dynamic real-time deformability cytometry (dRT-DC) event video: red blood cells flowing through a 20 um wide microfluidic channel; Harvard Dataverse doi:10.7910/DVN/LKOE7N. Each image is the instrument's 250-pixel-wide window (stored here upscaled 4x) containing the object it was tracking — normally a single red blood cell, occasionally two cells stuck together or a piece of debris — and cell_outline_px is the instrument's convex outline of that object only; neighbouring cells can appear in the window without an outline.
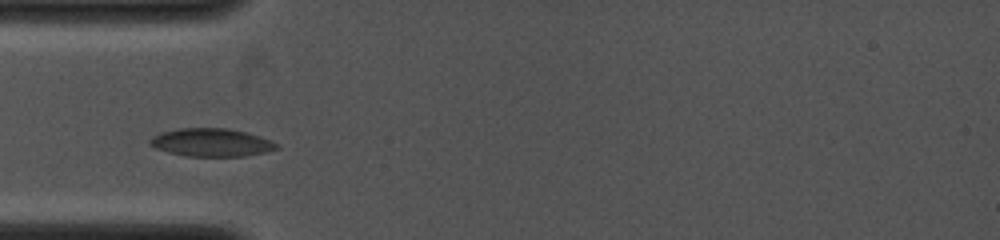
{"species": "common noctule bat (a hibernating species)", "species_latin": "Nyctalus noctula", "temperature_condition": "cold", "stored_images_in_passage": 4, "camera_frame_rate_fps": 4000, "um_per_image_px": 0.085, "animal": {"sex": "female", "body_mass_g": 19.0, "forearm_length_mm": 53.3}, "frame": {"image": 1, "passage_image": 1, "time_ms": 0.0, "image_size_px": [1000, 240], "cell_outline_px": [[280, 148], [264, 152], [244, 156], [184, 156], [168, 152], [156, 148], [148, 144], [148, 140], [152, 136], [160, 132], [180, 128], [228, 128], [260, 136], [280, 144]], "centroid_in_image_um": [17.95, 12.11], "position_along_channel_um": 67.1, "area_um2": 20.81}}
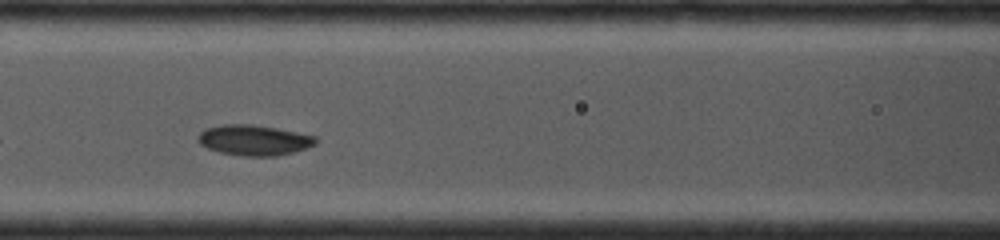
{"frame": {"image": 2, "passage_image": 3, "time_ms": 1.75, "image_size_px": [1000, 240], "cell_outline_px": [[316, 144], [292, 152], [276, 156], [244, 156], [220, 152], [208, 148], [200, 144], [196, 140], [196, 136], [204, 128], [220, 124], [252, 124], [276, 128], [316, 136]], "centroid_in_image_um": [21.52, 11.9], "position_along_channel_um": 145.1, "area_um2": 20.92}}
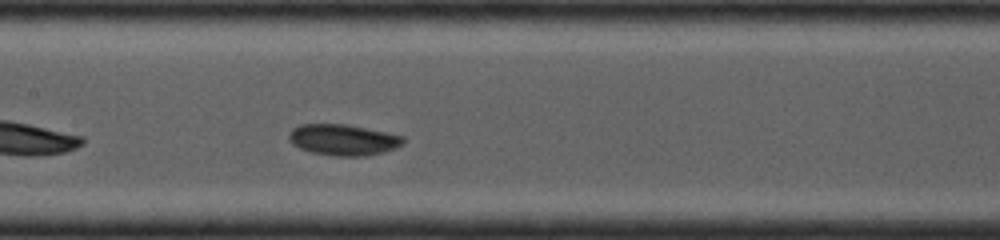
{"frame": {"image": 3, "passage_image": 4, "time_ms": 2.5, "image_size_px": [1000, 240], "cell_outline_px": [[404, 144], [396, 148], [384, 152], [364, 156], [332, 156], [312, 152], [300, 148], [292, 144], [288, 140], [288, 132], [292, 128], [300, 124], [348, 124], [404, 136]], "centroid_in_image_um": [29.16, 11.88], "position_along_channel_um": 178.2, "area_um2": 20.92}}